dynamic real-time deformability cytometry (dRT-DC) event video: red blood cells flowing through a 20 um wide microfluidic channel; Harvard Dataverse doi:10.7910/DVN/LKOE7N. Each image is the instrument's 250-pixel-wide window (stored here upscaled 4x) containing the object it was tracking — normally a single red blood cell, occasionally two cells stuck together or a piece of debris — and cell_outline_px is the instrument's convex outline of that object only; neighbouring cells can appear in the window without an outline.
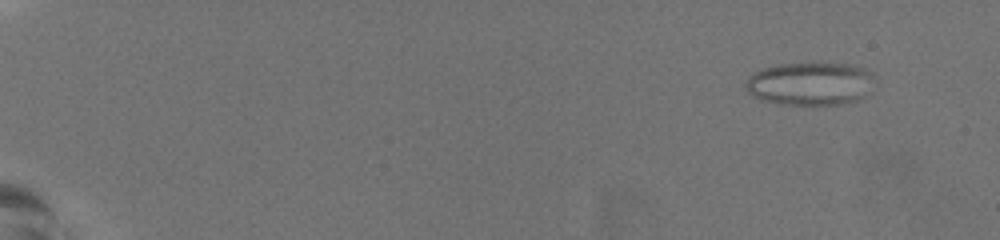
{"species": "common noctule bat (a hibernating species)", "species_latin": "Nyctalus noctula", "temperature_condition": "warm", "stored_images_in_passage": 59, "camera_frame_rate_fps": 3000, "um_per_image_px": 0.085, "animal": {"sex": "female", "body_mass_g": 19.5, "forearm_length_mm": 54.1}, "frame": {"image": 1, "passage_image": 6, "time_ms": 1.667, "image_size_px": [1000, 240], "cell_outline_px": [[876, 80], [872, 92], [856, 100], [840, 104], [784, 104], [760, 100], [752, 96], [748, 92], [748, 76], [764, 68], [780, 64], [844, 64], [864, 68], [872, 72]], "centroid_in_image_um": [68.94, 7.12], "position_along_channel_um": 16.1, "area_um2": 32.19}}
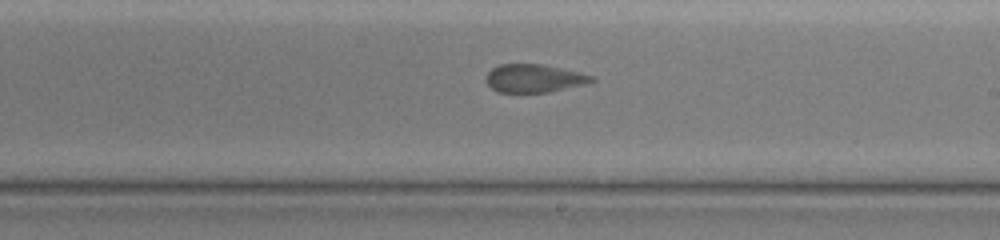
{"frame": {"image": 2, "passage_image": 38, "time_ms": 12.333, "image_size_px": [1000, 240], "cell_outline_px": [[596, 80], [548, 92], [496, 92], [488, 84], [488, 72], [492, 68], [500, 64], [544, 64], [592, 76]], "centroid_in_image_um": [45.34, 6.65], "position_along_channel_um": 243.7, "area_um2": 16.76}}
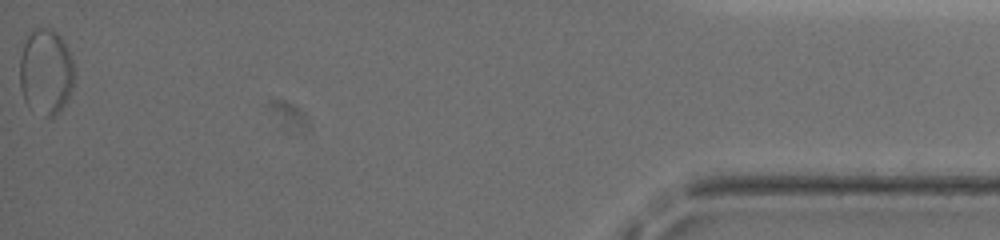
{"frame": {"image": 3, "passage_image": 59, "time_ms": 19.333, "image_size_px": [1000, 240], "cell_outline_px": [[76, 72], [72, 88], [64, 104], [52, 116], [44, 116], [28, 104], [24, 100], [20, 88], [20, 56], [24, 44], [28, 36], [36, 28], [52, 28], [60, 36], [72, 60]], "centroid_in_image_um": [3.9, 6.08], "position_along_channel_um": 431.3, "area_um2": 26.88}, "authors_computed_cell_mechanics": {"area_um2": 23.12, "velocity_mm_per_s": 3.7953, "shape_relaxation_time_tau1_ms": null, "shape_relaxation_time_tau2_ms": 1.7257, "deformation_change_tau1": null, "deformation_change_tau2": 0.087}}